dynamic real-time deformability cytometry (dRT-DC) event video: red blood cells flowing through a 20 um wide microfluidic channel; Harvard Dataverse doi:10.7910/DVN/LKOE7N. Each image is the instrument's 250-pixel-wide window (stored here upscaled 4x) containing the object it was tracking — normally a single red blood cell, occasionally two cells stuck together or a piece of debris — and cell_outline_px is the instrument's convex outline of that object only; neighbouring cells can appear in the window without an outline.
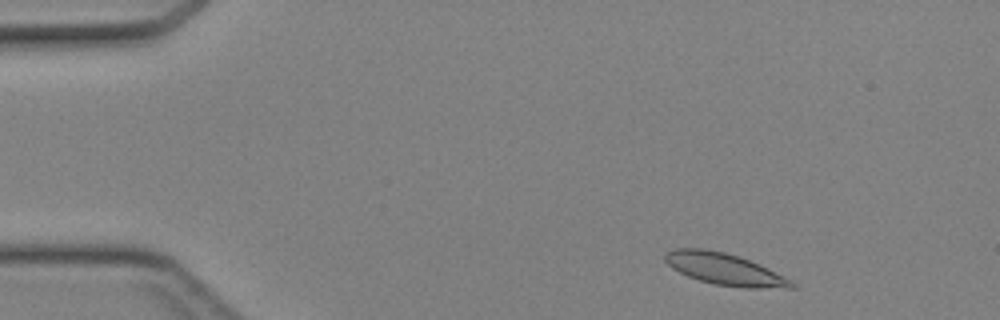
{"species": "Egyptian fruit bat (a non-hibernating species)", "species_latin": "Rousettus aegyptiacus", "temperature_condition": "cold", "stored_images_in_passage": 42, "camera_frame_rate_fps": 3000, "um_per_image_px": 0.085, "animal": {"sex": "female"}, "frame": {"image": 1, "passage_image": 3, "time_ms": 0.667, "image_size_px": [1000, 320], "cell_outline_px": [[796, 288], [744, 288], [716, 284], [700, 280], [688, 276], [672, 268], [664, 260], [664, 256], [668, 252], [676, 248], [704, 248], [724, 252], [740, 256], [760, 264], [792, 280], [796, 284]], "centroid_in_image_um": [61.63, 22.87], "position_along_channel_um": 23.4, "area_um2": 23.41}}
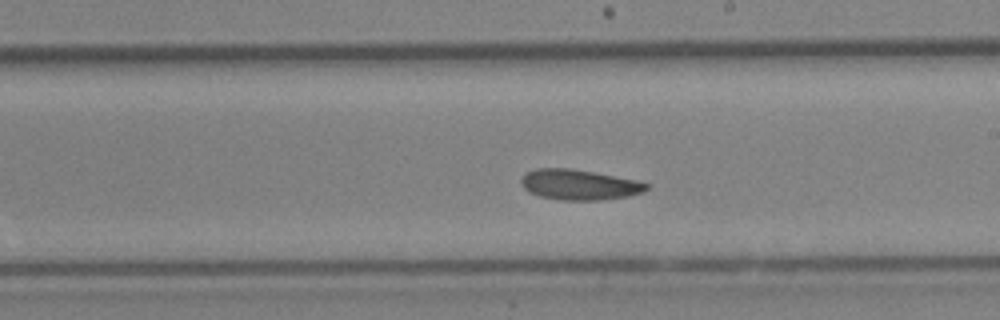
{"frame": {"image": 2, "passage_image": 23, "time_ms": 7.333, "image_size_px": [1000, 320], "cell_outline_px": [[648, 188], [644, 192], [628, 196], [600, 200], [560, 200], [540, 196], [528, 192], [520, 184], [520, 180], [524, 172], [536, 168], [572, 168], [640, 180], [648, 184]], "centroid_in_image_um": [49.22, 15.69], "position_along_channel_um": 239.8, "area_um2": 22.54}}
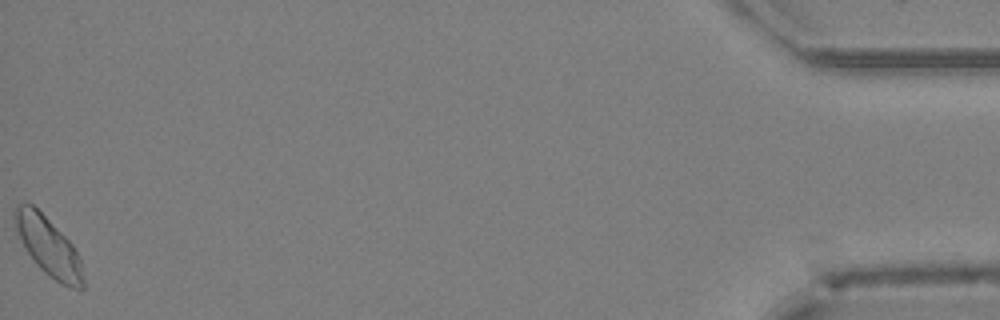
{"frame": {"image": 3, "passage_image": 42, "time_ms": 13.667, "image_size_px": [1000, 320], "cell_outline_px": [[84, 288], [72, 288], [60, 284], [44, 272], [36, 264], [24, 248], [16, 224], [16, 204], [24, 200], [32, 204], [72, 244], [80, 260], [84, 280]], "centroid_in_image_um": [4.13, 20.98], "position_along_channel_um": 431.1, "area_um2": 22.77}}